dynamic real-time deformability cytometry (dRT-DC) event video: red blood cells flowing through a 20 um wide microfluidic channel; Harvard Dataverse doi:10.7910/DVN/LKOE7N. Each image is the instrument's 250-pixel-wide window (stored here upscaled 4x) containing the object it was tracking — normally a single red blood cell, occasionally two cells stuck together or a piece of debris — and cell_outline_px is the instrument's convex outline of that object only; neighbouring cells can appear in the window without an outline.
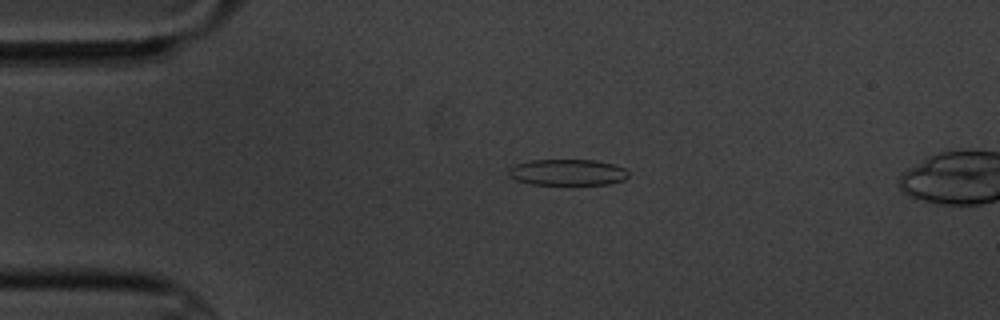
{"species": "common noctule bat (a hibernating species)", "species_latin": "Nyctalus noctula", "temperature_condition": "cold", "stored_images_in_passage": 6, "camera_frame_rate_fps": 3000, "um_per_image_px": 0.085, "animal": {"sex": "male", "body_mass_g": 20.1, "forearm_length_mm": 53.5}, "frame": {"image": 1, "passage_image": 4, "time_ms": 3.667, "image_size_px": [1000, 320], "cell_outline_px": [[628, 176], [624, 180], [608, 184], [572, 188], [532, 184], [516, 180], [508, 176], [508, 168], [516, 164], [528, 160], [596, 160], [616, 164], [624, 168], [628, 172]], "centroid_in_image_um": [48.25, 14.7], "position_along_channel_um": 36.8, "area_um2": 19.48}}